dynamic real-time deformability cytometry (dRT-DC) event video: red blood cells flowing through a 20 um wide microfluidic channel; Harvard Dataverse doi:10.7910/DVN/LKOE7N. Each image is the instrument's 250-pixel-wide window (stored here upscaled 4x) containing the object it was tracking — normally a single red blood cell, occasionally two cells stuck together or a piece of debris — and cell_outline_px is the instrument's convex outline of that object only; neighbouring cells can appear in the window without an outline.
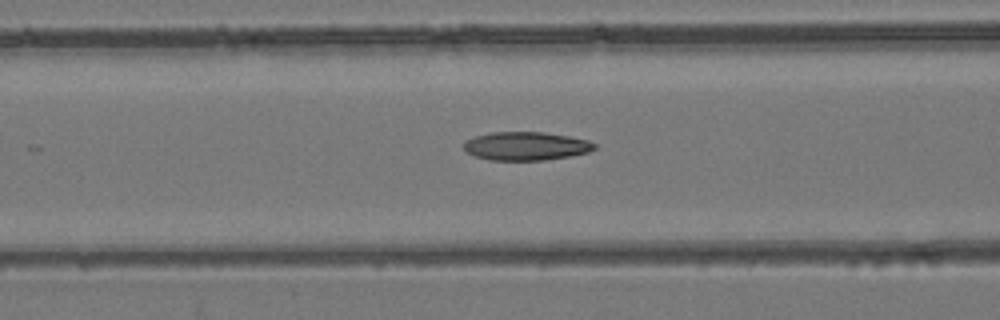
{"species": "common noctule bat (a hibernating species)", "species_latin": "Nyctalus noctula", "temperature_condition": "room temperature", "stored_images_in_passage": 32, "camera_frame_rate_fps": 3000, "um_per_image_px": 0.085, "animal": {"sex": "female", "body_mass_g": 24.6, "forearm_length_mm": 56.2}, "frame": {"image": 1, "passage_image": 9, "time_ms": 2.667, "image_size_px": [1000, 320], "cell_outline_px": [[596, 148], [588, 152], [568, 156], [544, 160], [488, 160], [464, 152], [464, 140], [476, 136], [492, 132], [544, 132], [568, 136], [588, 140], [596, 144]], "centroid_in_image_um": [44.68, 12.41], "position_along_channel_um": 121.9, "area_um2": 21.68}}
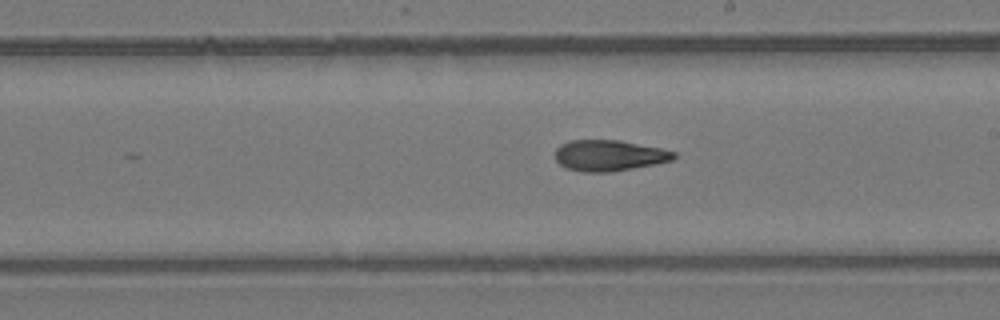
{"frame": {"image": 2, "passage_image": 17, "time_ms": 5.333, "image_size_px": [1000, 320], "cell_outline_px": [[676, 156], [672, 160], [656, 164], [612, 172], [584, 172], [568, 168], [560, 164], [556, 160], [556, 148], [560, 144], [568, 140], [620, 140], [660, 148], [676, 152]], "centroid_in_image_um": [51.78, 13.21], "position_along_channel_um": 237.2, "area_um2": 21.44}}
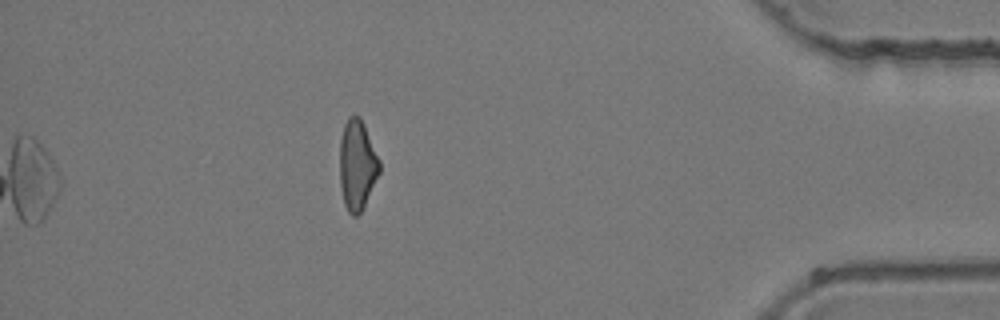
{"frame": {"image": 3, "passage_image": 32, "time_ms": 10.333, "image_size_px": [1000, 320], "cell_outline_px": [[380, 172], [360, 212], [356, 216], [352, 216], [348, 212], [344, 204], [340, 188], [340, 140], [344, 124], [348, 116], [360, 116], [364, 124], [380, 160]], "centroid_in_image_um": [30.35, 14.0], "position_along_channel_um": 404.9, "area_um2": 20.81}}